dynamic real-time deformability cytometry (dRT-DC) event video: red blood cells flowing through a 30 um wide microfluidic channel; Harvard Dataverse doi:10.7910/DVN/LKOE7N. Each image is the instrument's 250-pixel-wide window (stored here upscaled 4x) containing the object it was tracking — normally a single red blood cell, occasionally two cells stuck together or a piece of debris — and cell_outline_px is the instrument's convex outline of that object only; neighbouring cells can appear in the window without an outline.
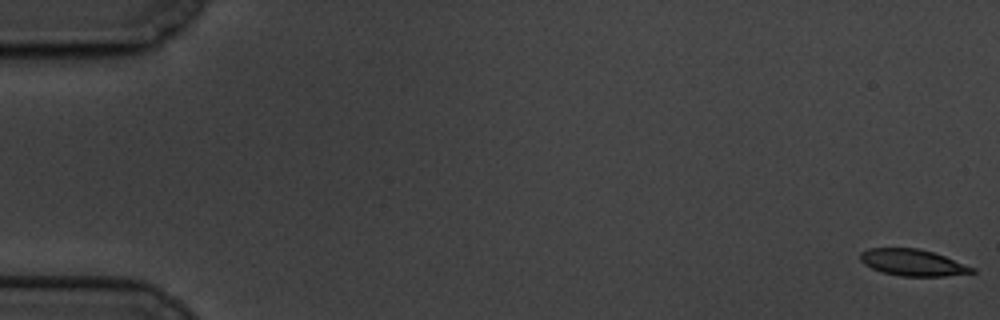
{"species": "common noctule bat (a hibernating species)", "species_latin": "Nyctalus noctula", "temperature_condition": "cold", "stored_images_in_passage": 7, "camera_frame_rate_fps": 3000, "um_per_image_px": 0.085, "animal": {"sex": "male", "body_mass_g": 19.5, "forearm_length_mm": 54.6}, "frame": {"image": 1, "passage_image": 1, "time_ms": 0.0, "image_size_px": [1000, 320], "cell_outline_px": [[976, 272], [944, 276], [900, 276], [880, 272], [864, 264], [860, 260], [860, 252], [868, 248], [920, 248], [944, 256], [976, 268]], "centroid_in_image_um": [77.56, 22.32], "position_along_channel_um": 7.4, "area_um2": 17.34}}
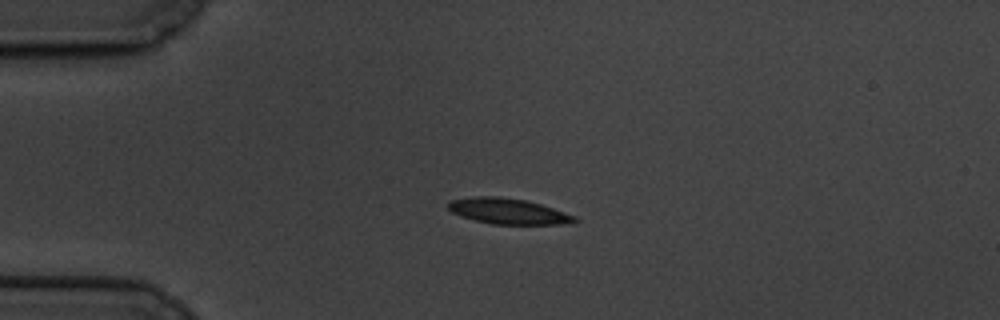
{"frame": {"image": 2, "passage_image": 5, "time_ms": 4.667, "image_size_px": [1000, 320], "cell_outline_px": [[580, 220], [560, 224], [492, 224], [460, 216], [452, 212], [448, 208], [448, 204], [452, 200], [472, 196], [500, 196], [524, 200], [540, 204], [576, 216]], "centroid_in_image_um": [43.17, 17.95], "position_along_channel_um": 41.8, "area_um2": 18.73}}
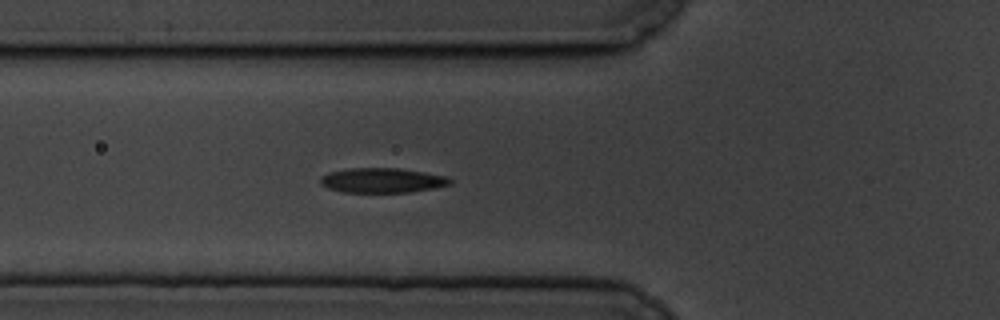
{"frame": {"image": 3, "passage_image": 7, "time_ms": 7.0, "image_size_px": [1000, 320], "cell_outline_px": [[452, 184], [432, 188], [408, 192], [344, 192], [328, 188], [320, 184], [320, 176], [328, 172], [348, 168], [400, 168], [448, 176], [452, 180]], "centroid_in_image_um": [32.47, 15.32], "position_along_channel_um": 93.3, "area_um2": 18.79}}